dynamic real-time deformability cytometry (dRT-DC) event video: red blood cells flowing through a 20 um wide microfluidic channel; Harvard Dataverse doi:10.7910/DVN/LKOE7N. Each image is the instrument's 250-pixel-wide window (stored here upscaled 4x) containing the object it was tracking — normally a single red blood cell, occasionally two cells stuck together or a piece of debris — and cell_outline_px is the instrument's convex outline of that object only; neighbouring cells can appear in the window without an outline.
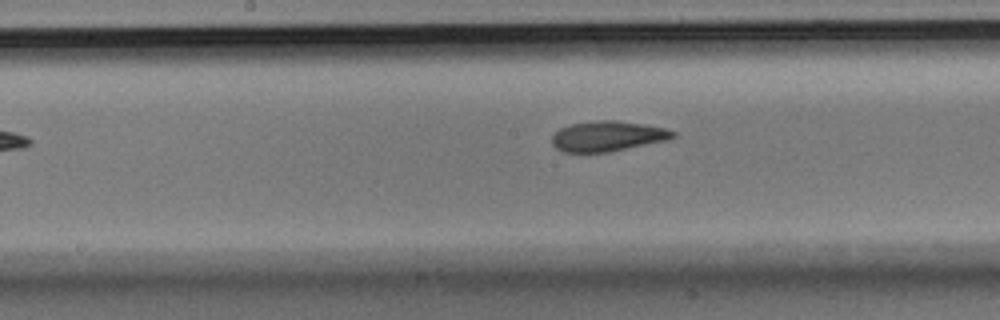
{"species": "Egyptian fruit bat (a non-hibernating species)", "species_latin": "Rousettus aegyptiacus", "temperature_condition": "room temperature", "stored_images_in_passage": 6, "camera_frame_rate_fps": 3000, "um_per_image_px": 0.085, "animal": {"sex": "male"}, "frame": {"image": 1, "passage_image": 6, "time_ms": 1.667, "image_size_px": [1000, 320], "cell_outline_px": [[676, 136], [668, 140], [608, 152], [564, 152], [556, 148], [552, 144], [552, 136], [560, 128], [572, 124], [600, 120], [616, 120], [644, 124], [664, 128], [676, 132]], "centroid_in_image_um": [51.66, 11.57], "position_along_channel_um": 196.5, "area_um2": 21.21}}